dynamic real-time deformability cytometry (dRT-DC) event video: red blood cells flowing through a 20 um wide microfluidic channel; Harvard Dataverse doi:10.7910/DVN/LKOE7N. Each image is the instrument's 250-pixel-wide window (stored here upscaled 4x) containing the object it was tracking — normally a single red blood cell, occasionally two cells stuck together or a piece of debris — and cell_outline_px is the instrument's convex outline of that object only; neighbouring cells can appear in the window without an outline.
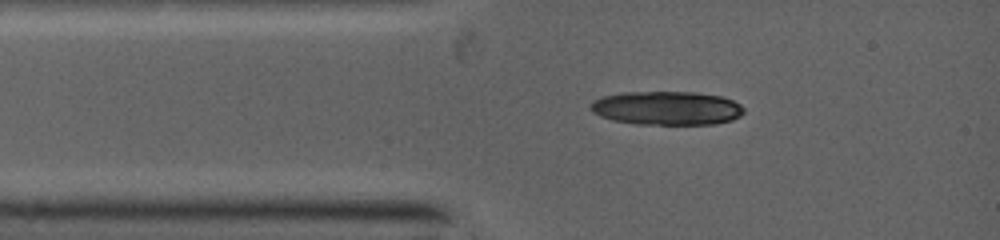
{"species": "common noctule bat (a hibernating species)", "species_latin": "Nyctalus noctula", "temperature_condition": "warm", "stored_images_in_passage": 3, "camera_frame_rate_fps": 5000, "um_per_image_px": 0.085, "animal": {"sex": "female", "body_mass_g": 19.0, "forearm_length_mm": 53.3}, "frame": {"image": 1, "passage_image": 3, "time_ms": 1.4, "image_size_px": [1000, 240], "cell_outline_px": [[744, 112], [740, 116], [732, 120], [712, 124], [640, 124], [616, 120], [600, 116], [592, 112], [592, 100], [600, 96], [624, 92], [696, 92], [720, 96], [732, 100], [740, 104], [744, 108]], "centroid_in_image_um": [56.69, 9.18], "position_along_channel_um": 28.3, "area_um2": 30.06}}